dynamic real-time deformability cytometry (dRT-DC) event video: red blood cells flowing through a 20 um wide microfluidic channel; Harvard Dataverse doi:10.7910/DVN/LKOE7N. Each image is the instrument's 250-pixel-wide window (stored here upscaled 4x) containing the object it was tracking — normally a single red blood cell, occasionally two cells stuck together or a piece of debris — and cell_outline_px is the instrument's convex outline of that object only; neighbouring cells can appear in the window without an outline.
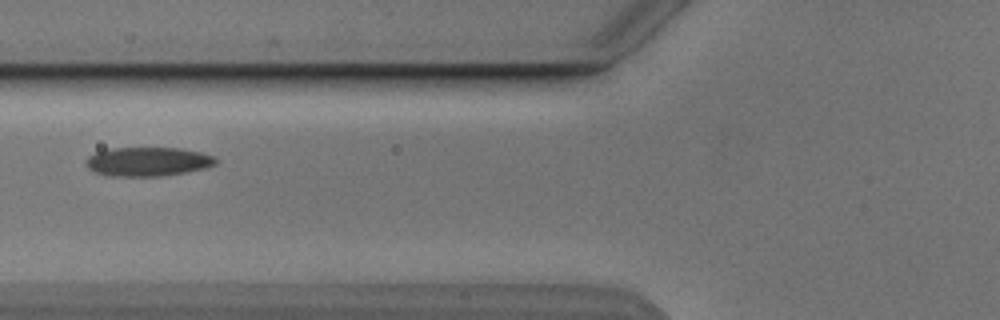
{"species": "Egyptian fruit bat (a non-hibernating species)", "species_latin": "Rousettus aegyptiacus", "temperature_condition": "cold", "stored_images_in_passage": 3, "camera_frame_rate_fps": 3000, "um_per_image_px": 0.085, "animal": {"sex": "male"}, "frame": {"image": 1, "passage_image": 2, "time_ms": 1.333, "image_size_px": [1000, 320], "cell_outline_px": [[216, 164], [204, 168], [184, 172], [160, 176], [112, 176], [96, 172], [88, 168], [84, 160], [88, 156], [96, 152], [112, 148], [180, 148], [200, 152], [212, 156], [216, 160]], "centroid_in_image_um": [12.53, 13.73], "position_along_channel_um": 113.3, "area_um2": 21.73}}